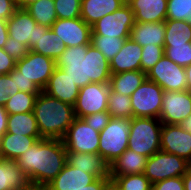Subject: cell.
Masks as SVG:
<instances>
[{
	"instance_id": "cell-1",
	"label": "cell",
	"mask_w": 191,
	"mask_h": 190,
	"mask_svg": "<svg viewBox=\"0 0 191 190\" xmlns=\"http://www.w3.org/2000/svg\"><path fill=\"white\" fill-rule=\"evenodd\" d=\"M30 184L46 186L67 163V151L60 139L42 138L16 160Z\"/></svg>"
},
{
	"instance_id": "cell-2",
	"label": "cell",
	"mask_w": 191,
	"mask_h": 190,
	"mask_svg": "<svg viewBox=\"0 0 191 190\" xmlns=\"http://www.w3.org/2000/svg\"><path fill=\"white\" fill-rule=\"evenodd\" d=\"M41 138L62 140L75 120L74 107L41 91L33 109Z\"/></svg>"
},
{
	"instance_id": "cell-3",
	"label": "cell",
	"mask_w": 191,
	"mask_h": 190,
	"mask_svg": "<svg viewBox=\"0 0 191 190\" xmlns=\"http://www.w3.org/2000/svg\"><path fill=\"white\" fill-rule=\"evenodd\" d=\"M162 125L159 118L132 117L128 149L147 158L161 150Z\"/></svg>"
},
{
	"instance_id": "cell-4",
	"label": "cell",
	"mask_w": 191,
	"mask_h": 190,
	"mask_svg": "<svg viewBox=\"0 0 191 190\" xmlns=\"http://www.w3.org/2000/svg\"><path fill=\"white\" fill-rule=\"evenodd\" d=\"M129 118H114L99 133L98 153L110 165L128 149Z\"/></svg>"
},
{
	"instance_id": "cell-5",
	"label": "cell",
	"mask_w": 191,
	"mask_h": 190,
	"mask_svg": "<svg viewBox=\"0 0 191 190\" xmlns=\"http://www.w3.org/2000/svg\"><path fill=\"white\" fill-rule=\"evenodd\" d=\"M189 169V162L175 154L159 150L147 158L143 174L154 184L158 181L183 176Z\"/></svg>"
},
{
	"instance_id": "cell-6",
	"label": "cell",
	"mask_w": 191,
	"mask_h": 190,
	"mask_svg": "<svg viewBox=\"0 0 191 190\" xmlns=\"http://www.w3.org/2000/svg\"><path fill=\"white\" fill-rule=\"evenodd\" d=\"M164 90L155 82L146 80L130 96L133 117L159 118Z\"/></svg>"
},
{
	"instance_id": "cell-7",
	"label": "cell",
	"mask_w": 191,
	"mask_h": 190,
	"mask_svg": "<svg viewBox=\"0 0 191 190\" xmlns=\"http://www.w3.org/2000/svg\"><path fill=\"white\" fill-rule=\"evenodd\" d=\"M135 24L134 13L126 3L120 9L107 14L91 26V35L130 38V31Z\"/></svg>"
},
{
	"instance_id": "cell-8",
	"label": "cell",
	"mask_w": 191,
	"mask_h": 190,
	"mask_svg": "<svg viewBox=\"0 0 191 190\" xmlns=\"http://www.w3.org/2000/svg\"><path fill=\"white\" fill-rule=\"evenodd\" d=\"M99 133L82 118H75L62 141L67 152L98 154Z\"/></svg>"
},
{
	"instance_id": "cell-9",
	"label": "cell",
	"mask_w": 191,
	"mask_h": 190,
	"mask_svg": "<svg viewBox=\"0 0 191 190\" xmlns=\"http://www.w3.org/2000/svg\"><path fill=\"white\" fill-rule=\"evenodd\" d=\"M15 68L43 91L56 68V61L30 50L25 57L16 62Z\"/></svg>"
},
{
	"instance_id": "cell-10",
	"label": "cell",
	"mask_w": 191,
	"mask_h": 190,
	"mask_svg": "<svg viewBox=\"0 0 191 190\" xmlns=\"http://www.w3.org/2000/svg\"><path fill=\"white\" fill-rule=\"evenodd\" d=\"M110 84L89 83L80 88L76 103L73 106L75 116L82 118L107 111Z\"/></svg>"
},
{
	"instance_id": "cell-11",
	"label": "cell",
	"mask_w": 191,
	"mask_h": 190,
	"mask_svg": "<svg viewBox=\"0 0 191 190\" xmlns=\"http://www.w3.org/2000/svg\"><path fill=\"white\" fill-rule=\"evenodd\" d=\"M146 76L148 80L157 83L164 91L187 90L185 68L172 62L165 55Z\"/></svg>"
},
{
	"instance_id": "cell-12",
	"label": "cell",
	"mask_w": 191,
	"mask_h": 190,
	"mask_svg": "<svg viewBox=\"0 0 191 190\" xmlns=\"http://www.w3.org/2000/svg\"><path fill=\"white\" fill-rule=\"evenodd\" d=\"M88 46L66 47L56 61V66L61 68L79 89L89 84L86 56Z\"/></svg>"
},
{
	"instance_id": "cell-13",
	"label": "cell",
	"mask_w": 191,
	"mask_h": 190,
	"mask_svg": "<svg viewBox=\"0 0 191 190\" xmlns=\"http://www.w3.org/2000/svg\"><path fill=\"white\" fill-rule=\"evenodd\" d=\"M191 115V92L164 91L159 119L163 124H181Z\"/></svg>"
},
{
	"instance_id": "cell-14",
	"label": "cell",
	"mask_w": 191,
	"mask_h": 190,
	"mask_svg": "<svg viewBox=\"0 0 191 190\" xmlns=\"http://www.w3.org/2000/svg\"><path fill=\"white\" fill-rule=\"evenodd\" d=\"M50 28L63 40L65 47L91 44V26L81 17L57 19Z\"/></svg>"
},
{
	"instance_id": "cell-15",
	"label": "cell",
	"mask_w": 191,
	"mask_h": 190,
	"mask_svg": "<svg viewBox=\"0 0 191 190\" xmlns=\"http://www.w3.org/2000/svg\"><path fill=\"white\" fill-rule=\"evenodd\" d=\"M160 143L162 151L191 160V133L181 124H163Z\"/></svg>"
},
{
	"instance_id": "cell-16",
	"label": "cell",
	"mask_w": 191,
	"mask_h": 190,
	"mask_svg": "<svg viewBox=\"0 0 191 190\" xmlns=\"http://www.w3.org/2000/svg\"><path fill=\"white\" fill-rule=\"evenodd\" d=\"M8 36L14 41L26 44L31 49L39 37V24L26 11L17 8L14 14L7 20Z\"/></svg>"
},
{
	"instance_id": "cell-17",
	"label": "cell",
	"mask_w": 191,
	"mask_h": 190,
	"mask_svg": "<svg viewBox=\"0 0 191 190\" xmlns=\"http://www.w3.org/2000/svg\"><path fill=\"white\" fill-rule=\"evenodd\" d=\"M79 90L78 86L74 84L69 76L61 68L56 66L43 92L74 106L79 95Z\"/></svg>"
},
{
	"instance_id": "cell-18",
	"label": "cell",
	"mask_w": 191,
	"mask_h": 190,
	"mask_svg": "<svg viewBox=\"0 0 191 190\" xmlns=\"http://www.w3.org/2000/svg\"><path fill=\"white\" fill-rule=\"evenodd\" d=\"M97 179L94 174L75 168L68 162L62 171L46 185L47 190H79Z\"/></svg>"
},
{
	"instance_id": "cell-19",
	"label": "cell",
	"mask_w": 191,
	"mask_h": 190,
	"mask_svg": "<svg viewBox=\"0 0 191 190\" xmlns=\"http://www.w3.org/2000/svg\"><path fill=\"white\" fill-rule=\"evenodd\" d=\"M142 47L131 38L125 40L122 49L109 62L111 74L141 70Z\"/></svg>"
},
{
	"instance_id": "cell-20",
	"label": "cell",
	"mask_w": 191,
	"mask_h": 190,
	"mask_svg": "<svg viewBox=\"0 0 191 190\" xmlns=\"http://www.w3.org/2000/svg\"><path fill=\"white\" fill-rule=\"evenodd\" d=\"M135 22H162L167 17V0H126Z\"/></svg>"
},
{
	"instance_id": "cell-21",
	"label": "cell",
	"mask_w": 191,
	"mask_h": 190,
	"mask_svg": "<svg viewBox=\"0 0 191 190\" xmlns=\"http://www.w3.org/2000/svg\"><path fill=\"white\" fill-rule=\"evenodd\" d=\"M130 38L144 46H164L165 21L162 22H135L130 31Z\"/></svg>"
},
{
	"instance_id": "cell-22",
	"label": "cell",
	"mask_w": 191,
	"mask_h": 190,
	"mask_svg": "<svg viewBox=\"0 0 191 190\" xmlns=\"http://www.w3.org/2000/svg\"><path fill=\"white\" fill-rule=\"evenodd\" d=\"M67 162L75 168L94 174L97 178H110V165L99 153L67 152Z\"/></svg>"
},
{
	"instance_id": "cell-23",
	"label": "cell",
	"mask_w": 191,
	"mask_h": 190,
	"mask_svg": "<svg viewBox=\"0 0 191 190\" xmlns=\"http://www.w3.org/2000/svg\"><path fill=\"white\" fill-rule=\"evenodd\" d=\"M41 136H26L6 132L0 138V158L16 160L27 151Z\"/></svg>"
},
{
	"instance_id": "cell-24",
	"label": "cell",
	"mask_w": 191,
	"mask_h": 190,
	"mask_svg": "<svg viewBox=\"0 0 191 190\" xmlns=\"http://www.w3.org/2000/svg\"><path fill=\"white\" fill-rule=\"evenodd\" d=\"M126 0H81L80 17L90 26L103 16L120 9Z\"/></svg>"
},
{
	"instance_id": "cell-25",
	"label": "cell",
	"mask_w": 191,
	"mask_h": 190,
	"mask_svg": "<svg viewBox=\"0 0 191 190\" xmlns=\"http://www.w3.org/2000/svg\"><path fill=\"white\" fill-rule=\"evenodd\" d=\"M147 157L127 149L115 161L110 164V179L115 176H125L143 173Z\"/></svg>"
},
{
	"instance_id": "cell-26",
	"label": "cell",
	"mask_w": 191,
	"mask_h": 190,
	"mask_svg": "<svg viewBox=\"0 0 191 190\" xmlns=\"http://www.w3.org/2000/svg\"><path fill=\"white\" fill-rule=\"evenodd\" d=\"M29 185L28 177L15 160L0 158V190H23Z\"/></svg>"
},
{
	"instance_id": "cell-27",
	"label": "cell",
	"mask_w": 191,
	"mask_h": 190,
	"mask_svg": "<svg viewBox=\"0 0 191 190\" xmlns=\"http://www.w3.org/2000/svg\"><path fill=\"white\" fill-rule=\"evenodd\" d=\"M65 48L63 40L51 28L39 24V37L36 44L30 49L31 51L57 61Z\"/></svg>"
},
{
	"instance_id": "cell-28",
	"label": "cell",
	"mask_w": 191,
	"mask_h": 190,
	"mask_svg": "<svg viewBox=\"0 0 191 190\" xmlns=\"http://www.w3.org/2000/svg\"><path fill=\"white\" fill-rule=\"evenodd\" d=\"M86 56L89 83L109 84L112 74L106 57L91 44L87 47Z\"/></svg>"
},
{
	"instance_id": "cell-29",
	"label": "cell",
	"mask_w": 191,
	"mask_h": 190,
	"mask_svg": "<svg viewBox=\"0 0 191 190\" xmlns=\"http://www.w3.org/2000/svg\"><path fill=\"white\" fill-rule=\"evenodd\" d=\"M146 78V73L141 70L112 74L109 82L110 89L130 97Z\"/></svg>"
},
{
	"instance_id": "cell-30",
	"label": "cell",
	"mask_w": 191,
	"mask_h": 190,
	"mask_svg": "<svg viewBox=\"0 0 191 190\" xmlns=\"http://www.w3.org/2000/svg\"><path fill=\"white\" fill-rule=\"evenodd\" d=\"M6 132L26 136H41L34 112L8 114Z\"/></svg>"
},
{
	"instance_id": "cell-31",
	"label": "cell",
	"mask_w": 191,
	"mask_h": 190,
	"mask_svg": "<svg viewBox=\"0 0 191 190\" xmlns=\"http://www.w3.org/2000/svg\"><path fill=\"white\" fill-rule=\"evenodd\" d=\"M191 42V25L185 20H165L164 46L186 45Z\"/></svg>"
},
{
	"instance_id": "cell-32",
	"label": "cell",
	"mask_w": 191,
	"mask_h": 190,
	"mask_svg": "<svg viewBox=\"0 0 191 190\" xmlns=\"http://www.w3.org/2000/svg\"><path fill=\"white\" fill-rule=\"evenodd\" d=\"M25 9L37 24L49 28L58 19L54 8V0H38L27 6Z\"/></svg>"
},
{
	"instance_id": "cell-33",
	"label": "cell",
	"mask_w": 191,
	"mask_h": 190,
	"mask_svg": "<svg viewBox=\"0 0 191 190\" xmlns=\"http://www.w3.org/2000/svg\"><path fill=\"white\" fill-rule=\"evenodd\" d=\"M107 112L114 118L133 117L131 100L129 96L109 90Z\"/></svg>"
},
{
	"instance_id": "cell-34",
	"label": "cell",
	"mask_w": 191,
	"mask_h": 190,
	"mask_svg": "<svg viewBox=\"0 0 191 190\" xmlns=\"http://www.w3.org/2000/svg\"><path fill=\"white\" fill-rule=\"evenodd\" d=\"M126 39L128 38L91 35V45L98 49L110 62L122 49Z\"/></svg>"
},
{
	"instance_id": "cell-35",
	"label": "cell",
	"mask_w": 191,
	"mask_h": 190,
	"mask_svg": "<svg viewBox=\"0 0 191 190\" xmlns=\"http://www.w3.org/2000/svg\"><path fill=\"white\" fill-rule=\"evenodd\" d=\"M37 95L19 91L14 96L9 97L4 108L8 114L33 112Z\"/></svg>"
},
{
	"instance_id": "cell-36",
	"label": "cell",
	"mask_w": 191,
	"mask_h": 190,
	"mask_svg": "<svg viewBox=\"0 0 191 190\" xmlns=\"http://www.w3.org/2000/svg\"><path fill=\"white\" fill-rule=\"evenodd\" d=\"M112 180L119 190H152V183L143 173L115 176Z\"/></svg>"
},
{
	"instance_id": "cell-37",
	"label": "cell",
	"mask_w": 191,
	"mask_h": 190,
	"mask_svg": "<svg viewBox=\"0 0 191 190\" xmlns=\"http://www.w3.org/2000/svg\"><path fill=\"white\" fill-rule=\"evenodd\" d=\"M164 55L185 68L191 64V42L186 45L164 46Z\"/></svg>"
},
{
	"instance_id": "cell-38",
	"label": "cell",
	"mask_w": 191,
	"mask_h": 190,
	"mask_svg": "<svg viewBox=\"0 0 191 190\" xmlns=\"http://www.w3.org/2000/svg\"><path fill=\"white\" fill-rule=\"evenodd\" d=\"M58 19L80 18L81 0H54Z\"/></svg>"
},
{
	"instance_id": "cell-39",
	"label": "cell",
	"mask_w": 191,
	"mask_h": 190,
	"mask_svg": "<svg viewBox=\"0 0 191 190\" xmlns=\"http://www.w3.org/2000/svg\"><path fill=\"white\" fill-rule=\"evenodd\" d=\"M191 18V0H167V17L170 20Z\"/></svg>"
},
{
	"instance_id": "cell-40",
	"label": "cell",
	"mask_w": 191,
	"mask_h": 190,
	"mask_svg": "<svg viewBox=\"0 0 191 190\" xmlns=\"http://www.w3.org/2000/svg\"><path fill=\"white\" fill-rule=\"evenodd\" d=\"M163 56L164 46L142 47L141 71L147 74Z\"/></svg>"
},
{
	"instance_id": "cell-41",
	"label": "cell",
	"mask_w": 191,
	"mask_h": 190,
	"mask_svg": "<svg viewBox=\"0 0 191 190\" xmlns=\"http://www.w3.org/2000/svg\"><path fill=\"white\" fill-rule=\"evenodd\" d=\"M18 92L15 84V68L9 74L0 75V105L4 106L9 97Z\"/></svg>"
},
{
	"instance_id": "cell-42",
	"label": "cell",
	"mask_w": 191,
	"mask_h": 190,
	"mask_svg": "<svg viewBox=\"0 0 191 190\" xmlns=\"http://www.w3.org/2000/svg\"><path fill=\"white\" fill-rule=\"evenodd\" d=\"M3 50L12 57L15 62L21 60L23 57L30 52L28 45L14 41L12 37H8L6 43L4 44Z\"/></svg>"
},
{
	"instance_id": "cell-43",
	"label": "cell",
	"mask_w": 191,
	"mask_h": 190,
	"mask_svg": "<svg viewBox=\"0 0 191 190\" xmlns=\"http://www.w3.org/2000/svg\"><path fill=\"white\" fill-rule=\"evenodd\" d=\"M112 116L107 112L93 113L92 115L82 117V119L94 130L100 132L110 122Z\"/></svg>"
},
{
	"instance_id": "cell-44",
	"label": "cell",
	"mask_w": 191,
	"mask_h": 190,
	"mask_svg": "<svg viewBox=\"0 0 191 190\" xmlns=\"http://www.w3.org/2000/svg\"><path fill=\"white\" fill-rule=\"evenodd\" d=\"M152 190H184L183 176L158 181L152 184Z\"/></svg>"
},
{
	"instance_id": "cell-45",
	"label": "cell",
	"mask_w": 191,
	"mask_h": 190,
	"mask_svg": "<svg viewBox=\"0 0 191 190\" xmlns=\"http://www.w3.org/2000/svg\"><path fill=\"white\" fill-rule=\"evenodd\" d=\"M15 84L16 91H22L26 93L39 94L41 90L30 80H27L24 76H22L21 72H19L15 68Z\"/></svg>"
},
{
	"instance_id": "cell-46",
	"label": "cell",
	"mask_w": 191,
	"mask_h": 190,
	"mask_svg": "<svg viewBox=\"0 0 191 190\" xmlns=\"http://www.w3.org/2000/svg\"><path fill=\"white\" fill-rule=\"evenodd\" d=\"M16 62L3 48H0V75L9 74L15 68Z\"/></svg>"
},
{
	"instance_id": "cell-47",
	"label": "cell",
	"mask_w": 191,
	"mask_h": 190,
	"mask_svg": "<svg viewBox=\"0 0 191 190\" xmlns=\"http://www.w3.org/2000/svg\"><path fill=\"white\" fill-rule=\"evenodd\" d=\"M16 9V0H0V19L8 20Z\"/></svg>"
},
{
	"instance_id": "cell-48",
	"label": "cell",
	"mask_w": 191,
	"mask_h": 190,
	"mask_svg": "<svg viewBox=\"0 0 191 190\" xmlns=\"http://www.w3.org/2000/svg\"><path fill=\"white\" fill-rule=\"evenodd\" d=\"M109 180L110 178L98 177L94 182L79 190H101Z\"/></svg>"
},
{
	"instance_id": "cell-49",
	"label": "cell",
	"mask_w": 191,
	"mask_h": 190,
	"mask_svg": "<svg viewBox=\"0 0 191 190\" xmlns=\"http://www.w3.org/2000/svg\"><path fill=\"white\" fill-rule=\"evenodd\" d=\"M7 121H8V113L6 112L4 106L0 105V138L7 131Z\"/></svg>"
},
{
	"instance_id": "cell-50",
	"label": "cell",
	"mask_w": 191,
	"mask_h": 190,
	"mask_svg": "<svg viewBox=\"0 0 191 190\" xmlns=\"http://www.w3.org/2000/svg\"><path fill=\"white\" fill-rule=\"evenodd\" d=\"M8 37L7 20L0 19V48L4 47Z\"/></svg>"
},
{
	"instance_id": "cell-51",
	"label": "cell",
	"mask_w": 191,
	"mask_h": 190,
	"mask_svg": "<svg viewBox=\"0 0 191 190\" xmlns=\"http://www.w3.org/2000/svg\"><path fill=\"white\" fill-rule=\"evenodd\" d=\"M183 181H184V190H191V169L190 168L183 175Z\"/></svg>"
},
{
	"instance_id": "cell-52",
	"label": "cell",
	"mask_w": 191,
	"mask_h": 190,
	"mask_svg": "<svg viewBox=\"0 0 191 190\" xmlns=\"http://www.w3.org/2000/svg\"><path fill=\"white\" fill-rule=\"evenodd\" d=\"M38 0H16L17 8L25 9L30 4L37 2Z\"/></svg>"
},
{
	"instance_id": "cell-53",
	"label": "cell",
	"mask_w": 191,
	"mask_h": 190,
	"mask_svg": "<svg viewBox=\"0 0 191 190\" xmlns=\"http://www.w3.org/2000/svg\"><path fill=\"white\" fill-rule=\"evenodd\" d=\"M187 90L191 92V64L185 67Z\"/></svg>"
},
{
	"instance_id": "cell-54",
	"label": "cell",
	"mask_w": 191,
	"mask_h": 190,
	"mask_svg": "<svg viewBox=\"0 0 191 190\" xmlns=\"http://www.w3.org/2000/svg\"><path fill=\"white\" fill-rule=\"evenodd\" d=\"M101 190H119L117 185L114 183L113 180H109L103 187Z\"/></svg>"
},
{
	"instance_id": "cell-55",
	"label": "cell",
	"mask_w": 191,
	"mask_h": 190,
	"mask_svg": "<svg viewBox=\"0 0 191 190\" xmlns=\"http://www.w3.org/2000/svg\"><path fill=\"white\" fill-rule=\"evenodd\" d=\"M181 125L184 127L185 130L189 131L191 133V115L186 118Z\"/></svg>"
},
{
	"instance_id": "cell-56",
	"label": "cell",
	"mask_w": 191,
	"mask_h": 190,
	"mask_svg": "<svg viewBox=\"0 0 191 190\" xmlns=\"http://www.w3.org/2000/svg\"><path fill=\"white\" fill-rule=\"evenodd\" d=\"M23 190H47L46 186L30 184L26 189Z\"/></svg>"
},
{
	"instance_id": "cell-57",
	"label": "cell",
	"mask_w": 191,
	"mask_h": 190,
	"mask_svg": "<svg viewBox=\"0 0 191 190\" xmlns=\"http://www.w3.org/2000/svg\"><path fill=\"white\" fill-rule=\"evenodd\" d=\"M187 22L191 25V18H188Z\"/></svg>"
},
{
	"instance_id": "cell-58",
	"label": "cell",
	"mask_w": 191,
	"mask_h": 190,
	"mask_svg": "<svg viewBox=\"0 0 191 190\" xmlns=\"http://www.w3.org/2000/svg\"><path fill=\"white\" fill-rule=\"evenodd\" d=\"M189 168L191 169V160L189 161Z\"/></svg>"
}]
</instances>
